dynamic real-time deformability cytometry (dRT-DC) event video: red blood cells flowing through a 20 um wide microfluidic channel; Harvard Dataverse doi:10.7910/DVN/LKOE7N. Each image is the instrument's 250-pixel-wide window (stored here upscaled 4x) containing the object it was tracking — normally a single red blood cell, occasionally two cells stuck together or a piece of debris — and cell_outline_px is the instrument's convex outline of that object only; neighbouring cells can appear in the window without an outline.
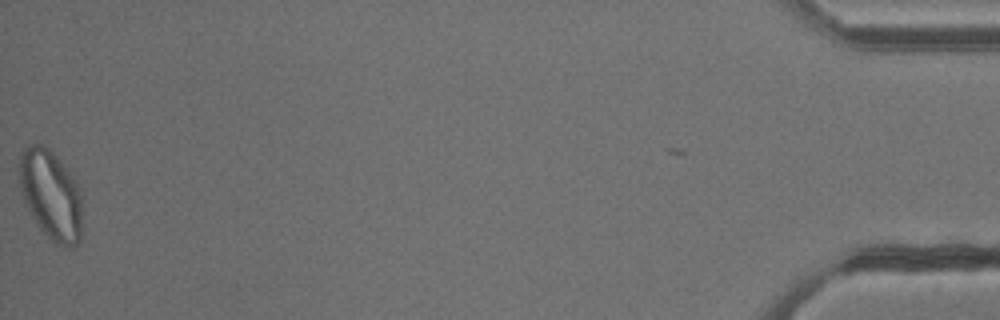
{"species": "common noctule bat (a hibernating species)", "species_latin": "Nyctalus noctula", "temperature_condition": "cold", "stored_images_in_passage": 40, "segment_of_instrument_passage": [2, 2], "camera_frame_rate_fps": 3000, "um_per_image_px": 0.085, "animal": {"sex": "male", "body_mass_g": 13.3}, "frame": {"image": 1, "passage_image": 39, "time_ms": 12.667, "image_size_px": [1000, 320], "cell_outline_px": [[80, 240], [72, 248], [64, 248], [56, 244], [36, 224], [24, 200], [20, 188], [20, 152], [24, 148], [32, 144], [44, 144], [56, 156], [76, 180], [80, 188]], "centroid_in_image_um": [4.32, 16.56], "position_along_channel_um": 430.9, "area_um2": 32.6}}